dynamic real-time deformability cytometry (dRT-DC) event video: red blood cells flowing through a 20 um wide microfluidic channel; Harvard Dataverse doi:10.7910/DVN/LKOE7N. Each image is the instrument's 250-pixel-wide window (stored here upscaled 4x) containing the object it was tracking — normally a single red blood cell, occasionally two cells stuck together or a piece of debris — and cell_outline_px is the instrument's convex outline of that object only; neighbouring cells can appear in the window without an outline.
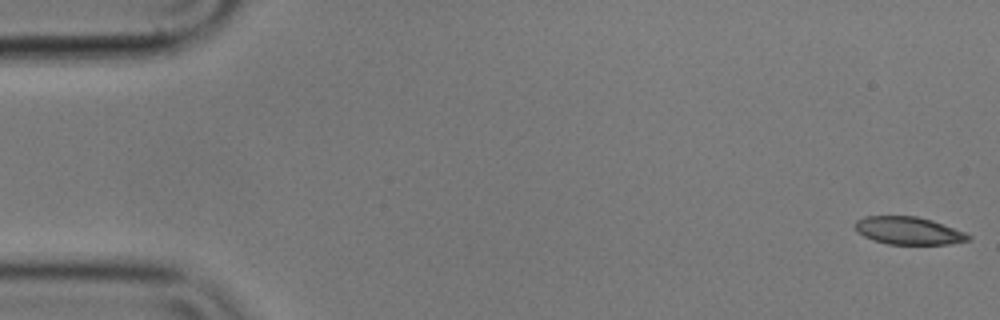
{"species": "common noctule bat (a hibernating species)", "species_latin": "Nyctalus noctula", "temperature_condition": "cold", "stored_images_in_passage": 56, "camera_frame_rate_fps": 3000, "um_per_image_px": 0.085, "animal": {"sex": "male", "body_mass_g": 17.9}, "frame": {"image": 1, "passage_image": 1, "time_ms": 0.0, "image_size_px": [1000, 320], "cell_outline_px": [[972, 240], [948, 244], [888, 244], [864, 236], [856, 232], [856, 220], [864, 216], [916, 216], [932, 220], [964, 232], [972, 236]], "centroid_in_image_um": [77.24, 19.6], "position_along_channel_um": 7.8, "area_um2": 18.15}}
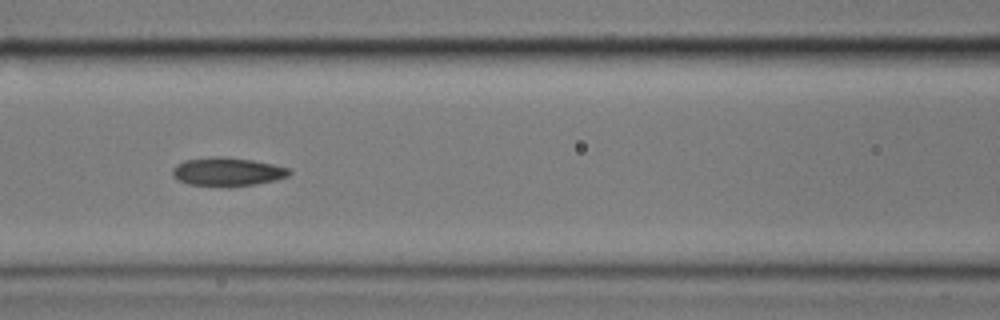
{"frame": {"image": 2, "passage_image": 24, "time_ms": 7.667, "image_size_px": [1000, 320], "cell_outline_px": [[292, 172], [288, 176], [276, 180], [256, 184], [228, 188], [188, 184], [176, 180], [172, 176], [172, 168], [176, 164], [184, 160], [212, 156], [224, 156], [252, 160], [272, 164], [288, 168]], "centroid_in_image_um": [19.28, 14.61], "position_along_channel_um": 147.3, "area_um2": 19.94}}
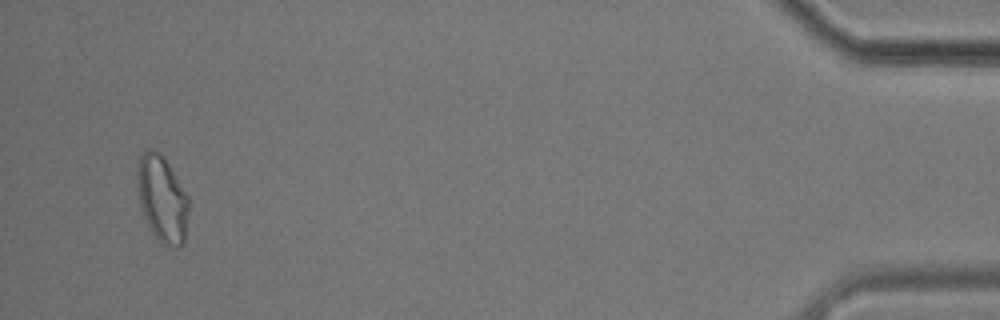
{"frame": {"image": 3, "passage_image": 54, "time_ms": 17.667, "image_size_px": [1000, 320], "cell_outline_px": [[188, 212], [184, 240], [176, 248], [160, 240], [152, 232], [144, 216], [140, 204], [136, 180], [136, 172], [140, 156], [148, 148], [152, 148], [160, 152], [164, 156], [188, 196]], "centroid_in_image_um": [13.77, 16.83], "position_along_channel_um": 421.4, "area_um2": 25.61}, "authors_computed_cell_mechanics": {"area_um2": 19.6231, "velocity_mm_per_s": 3.537, "shape_relaxation_time_tau1_ms": null, "shape_relaxation_time_tau2_ms": 3.5631, "deformation_change_tau1": null, "deformation_change_tau2": 0.0949}}